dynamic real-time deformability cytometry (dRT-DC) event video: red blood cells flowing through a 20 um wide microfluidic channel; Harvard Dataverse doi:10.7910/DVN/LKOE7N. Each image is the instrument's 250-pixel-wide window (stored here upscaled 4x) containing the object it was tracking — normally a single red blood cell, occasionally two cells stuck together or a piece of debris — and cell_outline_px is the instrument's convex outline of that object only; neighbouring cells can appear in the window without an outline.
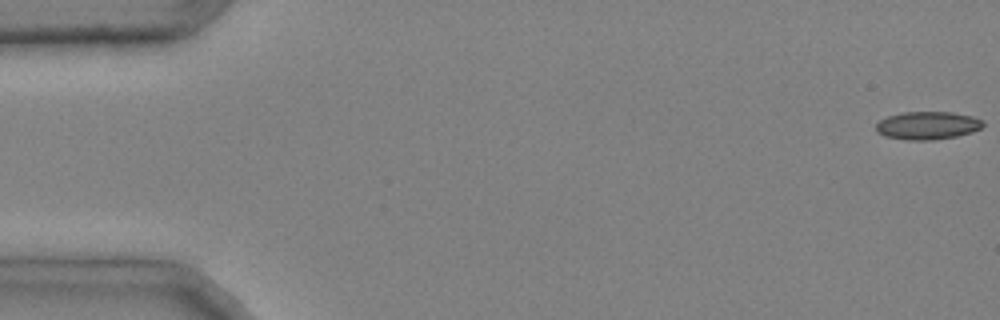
{"species": "common noctule bat (a hibernating species)", "species_latin": "Nyctalus noctula", "temperature_condition": "cold", "stored_images_in_passage": 45, "camera_frame_rate_fps": 3000, "um_per_image_px": 0.085, "animal": {"sex": "male", "body_mass_g": 20.4}, "frame": {"image": 1, "passage_image": 1, "time_ms": 0.0, "image_size_px": [1000, 320], "cell_outline_px": [[984, 124], [980, 128], [972, 132], [956, 136], [932, 140], [908, 140], [884, 136], [876, 132], [876, 124], [880, 120], [888, 116], [900, 112], [952, 112], [972, 116], [984, 120]], "centroid_in_image_um": [78.83, 10.66], "position_along_channel_um": 6.2, "area_um2": 17.51}}
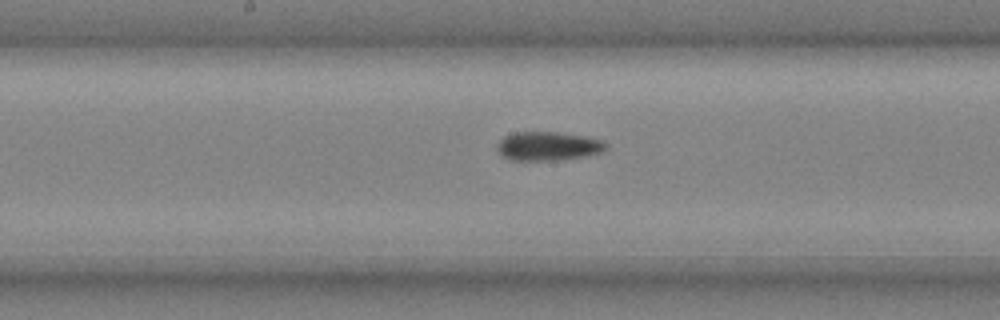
{"frame": {"image": 2, "passage_image": 26, "time_ms": 8.333, "image_size_px": [1000, 320], "cell_outline_px": [[608, 148], [604, 152], [588, 156], [560, 160], [512, 160], [504, 156], [496, 148], [496, 144], [504, 136], [512, 132], [556, 132], [584, 136], [604, 140], [608, 144]], "centroid_in_image_um": [46.64, 12.42], "position_along_channel_um": 201.6, "area_um2": 18.55}}
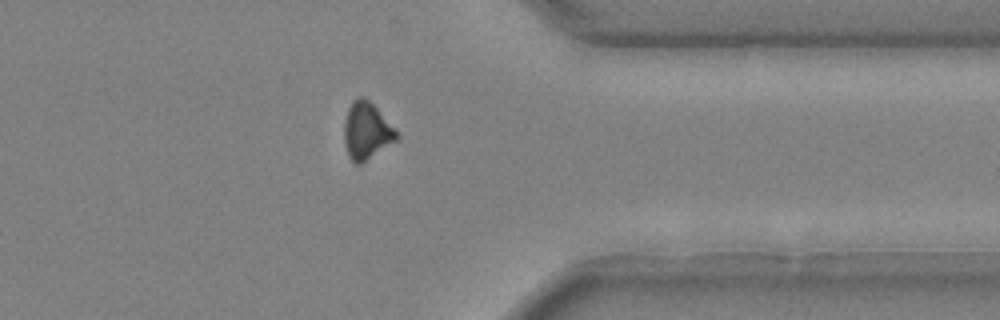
{"frame": {"image": 3, "passage_image": 40, "time_ms": 13.0, "image_size_px": [1000, 320], "cell_outline_px": [[400, 136], [396, 140], [360, 164], [356, 164], [352, 160], [348, 152], [344, 140], [344, 124], [348, 108], [352, 100], [360, 96], [364, 96], [376, 108]], "centroid_in_image_um": [31.13, 11.1], "position_along_channel_um": 380.3, "area_um2": 16.88}, "authors_computed_cell_mechanics": {"area_um2": 18.1492, "velocity_mm_per_s": 4.0215, "shape_relaxation_time_tau1_ms": null, "shape_relaxation_time_tau2_ms": 6.417, "deformation_change_tau1": null, "deformation_change_tau2": 0.099}}